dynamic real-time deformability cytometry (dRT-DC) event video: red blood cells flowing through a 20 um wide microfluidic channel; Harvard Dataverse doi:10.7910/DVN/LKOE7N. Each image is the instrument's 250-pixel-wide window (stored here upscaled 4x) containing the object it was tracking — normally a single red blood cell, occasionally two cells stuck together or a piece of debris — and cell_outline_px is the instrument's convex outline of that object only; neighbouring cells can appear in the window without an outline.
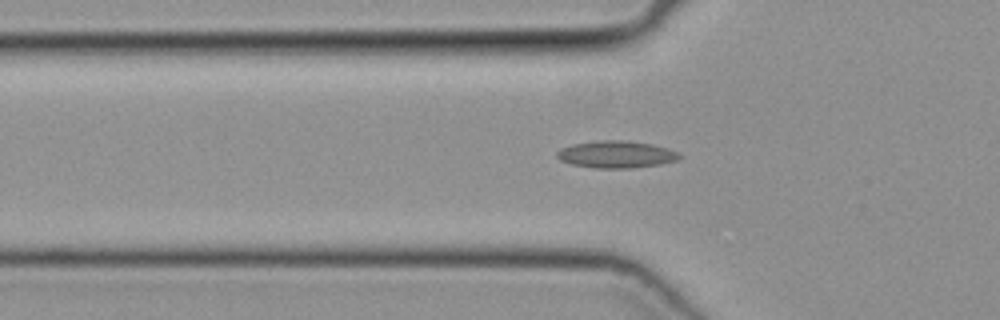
{"species": "common noctule bat (a hibernating species)", "species_latin": "Nyctalus noctula", "temperature_condition": "cold", "stored_images_in_passage": 37, "camera_frame_rate_fps": 3000, "um_per_image_px": 0.085, "animal": {"sex": "female", "body_mass_g": 19.3, "forearm_length_mm": 54.1}, "frame": {"image": 1, "passage_image": 14, "time_ms": 4.333, "image_size_px": [1000, 320], "cell_outline_px": [[680, 156], [676, 160], [660, 164], [632, 168], [596, 168], [572, 164], [560, 160], [556, 156], [556, 152], [560, 148], [572, 144], [596, 140], [624, 140], [652, 144], [668, 148], [680, 152]], "centroid_in_image_um": [52.36, 13.11], "position_along_channel_um": 73.4, "area_um2": 19.42}}
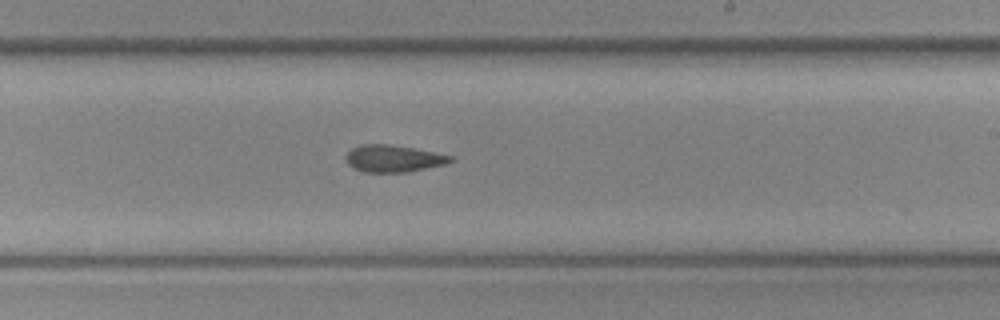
{"frame": {"image": 2, "passage_image": 27, "time_ms": 8.667, "image_size_px": [1000, 320], "cell_outline_px": [[456, 160], [444, 164], [408, 172], [364, 172], [348, 164], [348, 152], [352, 148], [360, 144], [388, 144], [412, 148], [452, 156]], "centroid_in_image_um": [33.46, 13.47], "position_along_channel_um": 255.5, "area_um2": 16.13}}
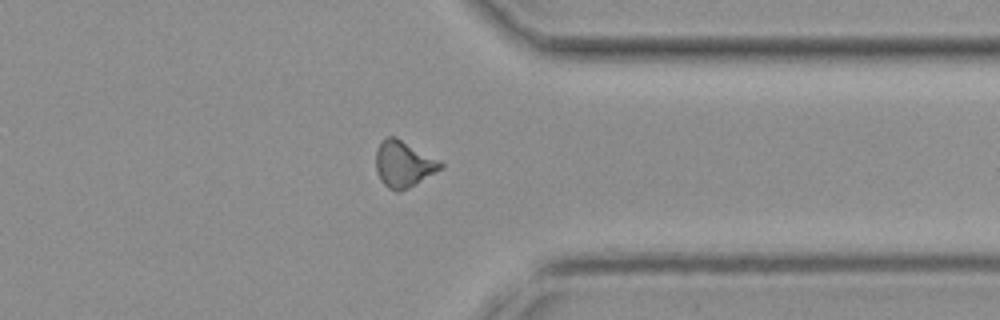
{"frame": {"image": 3, "passage_image": 36, "time_ms": 11.667, "image_size_px": [1000, 320], "cell_outline_px": [[444, 164], [440, 168], [416, 184], [400, 192], [396, 192], [388, 188], [380, 180], [376, 172], [376, 152], [380, 144], [388, 136], [396, 136]], "centroid_in_image_um": [34.25, 13.96], "position_along_channel_um": 377.1, "area_um2": 17.05}}